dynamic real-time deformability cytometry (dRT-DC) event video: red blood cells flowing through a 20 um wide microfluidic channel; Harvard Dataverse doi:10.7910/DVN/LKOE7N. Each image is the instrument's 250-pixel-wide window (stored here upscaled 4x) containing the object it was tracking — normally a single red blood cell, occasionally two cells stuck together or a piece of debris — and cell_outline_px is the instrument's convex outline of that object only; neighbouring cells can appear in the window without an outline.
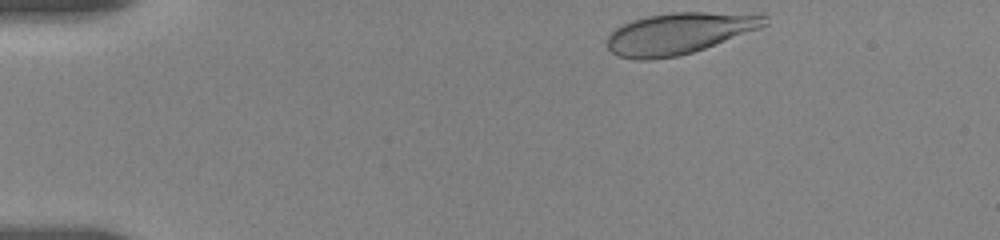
{"species": "human", "species_latin": "Homo sapiens", "temperature_condition": "room temperature", "stored_images_in_passage": 60, "camera_frame_rate_fps": 3000, "um_per_image_px": 0.085, "donor": {"sex": "female"}, "frame": {"image": 1, "passage_image": 1, "time_ms": 0.0, "image_size_px": [1000, 240], "cell_outline_px": [[768, 24], [760, 28], [704, 48], [692, 52], [676, 56], [648, 60], [636, 60], [616, 56], [608, 48], [608, 36], [616, 28], [632, 20], [648, 16], [672, 12], [764, 12], [768, 16]], "centroid_in_image_um": [57.8, 2.81], "position_along_channel_um": 27.2, "area_um2": 38.26}}
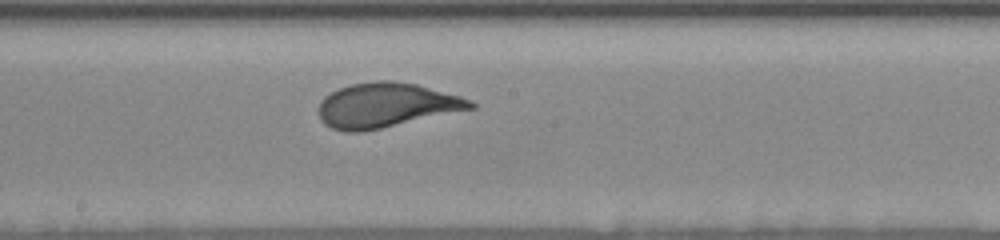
{"frame": {"image": 2, "passage_image": 25, "time_ms": 7.333, "image_size_px": [1000, 240], "cell_outline_px": [[476, 108], [380, 128], [360, 132], [344, 132], [332, 128], [324, 124], [320, 120], [316, 108], [320, 100], [324, 96], [340, 88], [352, 84], [376, 80], [392, 80], [416, 84], [460, 96], [476, 104]], "centroid_in_image_um": [32.76, 8.94], "position_along_channel_um": 215.4, "area_um2": 39.48}}
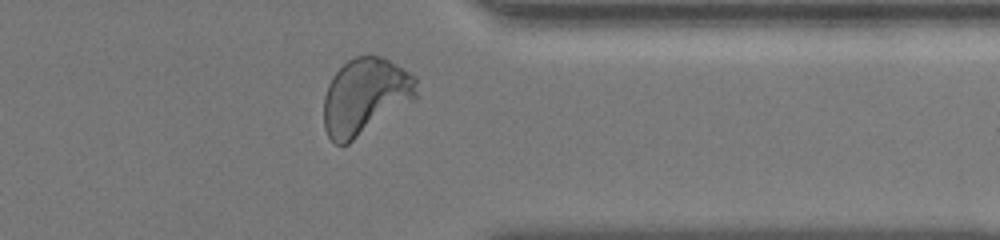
{"frame": {"image": 3, "passage_image": 51, "time_ms": 12.0, "image_size_px": [1000, 240], "cell_outline_px": [[416, 100], [348, 144], [336, 144], [328, 136], [324, 128], [324, 96], [328, 84], [332, 76], [348, 60], [356, 56], [380, 56], [388, 60], [416, 76]], "centroid_in_image_um": [31.04, 8.21], "position_along_channel_um": 380.4, "area_um2": 41.38}, "authors_computed_cell_mechanics": {"area_um2": 38.9572, "velocity_mm_per_s": 3.613, "shape_relaxation_time_tau1_ms": 3.5417, "shape_relaxation_time_tau2_ms": null, "deformation_change_tau1": 0.1567, "deformation_change_tau2": null}}